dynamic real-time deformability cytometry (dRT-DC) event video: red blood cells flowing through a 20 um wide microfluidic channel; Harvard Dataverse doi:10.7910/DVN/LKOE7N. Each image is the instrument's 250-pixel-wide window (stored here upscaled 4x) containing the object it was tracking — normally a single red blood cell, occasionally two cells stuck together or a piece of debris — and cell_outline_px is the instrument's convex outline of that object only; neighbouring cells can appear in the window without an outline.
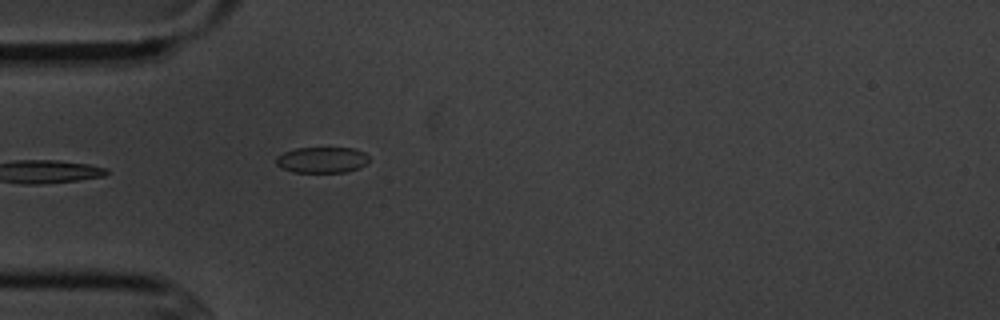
{"species": "common noctule bat (a hibernating species)", "species_latin": "Nyctalus noctula", "temperature_condition": "cold", "stored_images_in_passage": 6, "camera_frame_rate_fps": 3000, "um_per_image_px": 0.085, "animal": {"sex": "male", "body_mass_g": 20.1, "forearm_length_mm": 53.5}, "frame": {"image": 1, "passage_image": 6, "time_ms": 6.0, "image_size_px": [1000, 320], "cell_outline_px": [[368, 160], [360, 168], [344, 172], [292, 172], [280, 168], [276, 164], [276, 156], [284, 152], [296, 148], [352, 148], [364, 152], [368, 156]], "centroid_in_image_um": [27.33, 13.59], "position_along_channel_um": 57.7, "area_um2": 14.05}}